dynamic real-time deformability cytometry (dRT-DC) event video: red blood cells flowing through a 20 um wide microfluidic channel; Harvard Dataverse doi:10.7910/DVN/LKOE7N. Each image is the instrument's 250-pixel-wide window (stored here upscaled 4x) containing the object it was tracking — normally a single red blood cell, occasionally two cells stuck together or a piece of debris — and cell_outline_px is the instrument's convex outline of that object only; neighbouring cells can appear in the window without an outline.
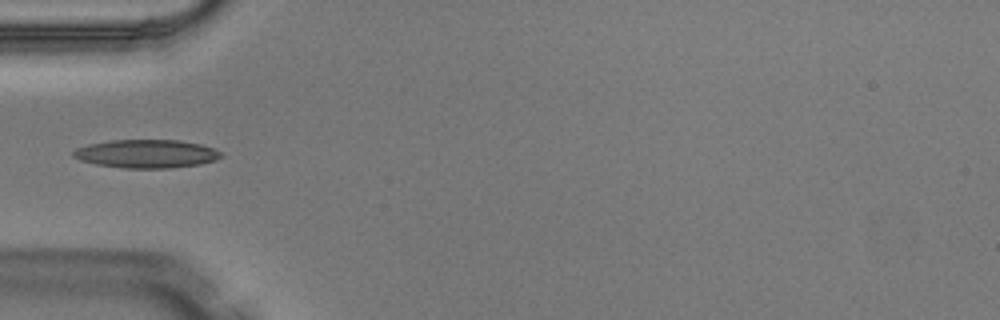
{"species": "Egyptian fruit bat (a non-hibernating species)", "species_latin": "Rousettus aegyptiacus", "temperature_condition": "warm", "stored_images_in_passage": 6, "camera_frame_rate_fps": 3000, "um_per_image_px": 0.085, "animal": {"sex": "male"}, "frame": {"image": 1, "passage_image": 5, "time_ms": 1.333, "image_size_px": [1000, 320], "cell_outline_px": [[224, 156], [216, 160], [200, 164], [172, 168], [124, 168], [96, 164], [80, 160], [72, 156], [72, 152], [76, 148], [88, 144], [112, 140], [176, 140], [200, 144], [212, 148], [220, 152]], "centroid_in_image_um": [12.44, 13.07], "position_along_channel_um": 72.6, "area_um2": 24.39}}